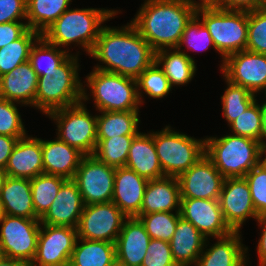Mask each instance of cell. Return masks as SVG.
Here are the masks:
<instances>
[{
	"instance_id": "1",
	"label": "cell",
	"mask_w": 266,
	"mask_h": 266,
	"mask_svg": "<svg viewBox=\"0 0 266 266\" xmlns=\"http://www.w3.org/2000/svg\"><path fill=\"white\" fill-rule=\"evenodd\" d=\"M89 56L100 63L94 68L133 79L155 61V51L131 22L121 27L105 24Z\"/></svg>"
},
{
	"instance_id": "2",
	"label": "cell",
	"mask_w": 266,
	"mask_h": 266,
	"mask_svg": "<svg viewBox=\"0 0 266 266\" xmlns=\"http://www.w3.org/2000/svg\"><path fill=\"white\" fill-rule=\"evenodd\" d=\"M195 11L183 0H145L130 22L156 52L178 47Z\"/></svg>"
},
{
	"instance_id": "3",
	"label": "cell",
	"mask_w": 266,
	"mask_h": 266,
	"mask_svg": "<svg viewBox=\"0 0 266 266\" xmlns=\"http://www.w3.org/2000/svg\"><path fill=\"white\" fill-rule=\"evenodd\" d=\"M121 10L105 8H68L41 36L50 44L71 52L68 46H81L90 54L106 21ZM103 24V25H102ZM66 48V49H65Z\"/></svg>"
},
{
	"instance_id": "4",
	"label": "cell",
	"mask_w": 266,
	"mask_h": 266,
	"mask_svg": "<svg viewBox=\"0 0 266 266\" xmlns=\"http://www.w3.org/2000/svg\"><path fill=\"white\" fill-rule=\"evenodd\" d=\"M79 52L70 54L59 66L38 77L35 109L46 116L55 110L83 100V83L79 76Z\"/></svg>"
},
{
	"instance_id": "5",
	"label": "cell",
	"mask_w": 266,
	"mask_h": 266,
	"mask_svg": "<svg viewBox=\"0 0 266 266\" xmlns=\"http://www.w3.org/2000/svg\"><path fill=\"white\" fill-rule=\"evenodd\" d=\"M261 142L239 135L205 138V155L225 178L244 177L263 160Z\"/></svg>"
},
{
	"instance_id": "6",
	"label": "cell",
	"mask_w": 266,
	"mask_h": 266,
	"mask_svg": "<svg viewBox=\"0 0 266 266\" xmlns=\"http://www.w3.org/2000/svg\"><path fill=\"white\" fill-rule=\"evenodd\" d=\"M85 78L82 101L86 104L92 97L96 111H129L142 107L136 79L96 68Z\"/></svg>"
},
{
	"instance_id": "7",
	"label": "cell",
	"mask_w": 266,
	"mask_h": 266,
	"mask_svg": "<svg viewBox=\"0 0 266 266\" xmlns=\"http://www.w3.org/2000/svg\"><path fill=\"white\" fill-rule=\"evenodd\" d=\"M195 15L209 31L216 50L221 55L220 70L229 55L246 50L248 11L226 10L216 6L200 7L196 8Z\"/></svg>"
},
{
	"instance_id": "8",
	"label": "cell",
	"mask_w": 266,
	"mask_h": 266,
	"mask_svg": "<svg viewBox=\"0 0 266 266\" xmlns=\"http://www.w3.org/2000/svg\"><path fill=\"white\" fill-rule=\"evenodd\" d=\"M166 125L152 136L164 176L178 177L205 155V137L196 139Z\"/></svg>"
},
{
	"instance_id": "9",
	"label": "cell",
	"mask_w": 266,
	"mask_h": 266,
	"mask_svg": "<svg viewBox=\"0 0 266 266\" xmlns=\"http://www.w3.org/2000/svg\"><path fill=\"white\" fill-rule=\"evenodd\" d=\"M57 125L56 136L86 155L97 146V115L91 114L84 102L64 107L47 115Z\"/></svg>"
},
{
	"instance_id": "10",
	"label": "cell",
	"mask_w": 266,
	"mask_h": 266,
	"mask_svg": "<svg viewBox=\"0 0 266 266\" xmlns=\"http://www.w3.org/2000/svg\"><path fill=\"white\" fill-rule=\"evenodd\" d=\"M0 226V255L29 266L36 255L40 220L3 214Z\"/></svg>"
},
{
	"instance_id": "11",
	"label": "cell",
	"mask_w": 266,
	"mask_h": 266,
	"mask_svg": "<svg viewBox=\"0 0 266 266\" xmlns=\"http://www.w3.org/2000/svg\"><path fill=\"white\" fill-rule=\"evenodd\" d=\"M116 168L99 161L94 155L82 158L73 181L85 205L111 202Z\"/></svg>"
},
{
	"instance_id": "12",
	"label": "cell",
	"mask_w": 266,
	"mask_h": 266,
	"mask_svg": "<svg viewBox=\"0 0 266 266\" xmlns=\"http://www.w3.org/2000/svg\"><path fill=\"white\" fill-rule=\"evenodd\" d=\"M126 218L112 201L85 205L77 226L78 238L115 243Z\"/></svg>"
},
{
	"instance_id": "13",
	"label": "cell",
	"mask_w": 266,
	"mask_h": 266,
	"mask_svg": "<svg viewBox=\"0 0 266 266\" xmlns=\"http://www.w3.org/2000/svg\"><path fill=\"white\" fill-rule=\"evenodd\" d=\"M77 228L41 224L36 255L29 266H69Z\"/></svg>"
},
{
	"instance_id": "14",
	"label": "cell",
	"mask_w": 266,
	"mask_h": 266,
	"mask_svg": "<svg viewBox=\"0 0 266 266\" xmlns=\"http://www.w3.org/2000/svg\"><path fill=\"white\" fill-rule=\"evenodd\" d=\"M231 83L240 85L255 95L266 94V55L242 50L229 55L221 69Z\"/></svg>"
},
{
	"instance_id": "15",
	"label": "cell",
	"mask_w": 266,
	"mask_h": 266,
	"mask_svg": "<svg viewBox=\"0 0 266 266\" xmlns=\"http://www.w3.org/2000/svg\"><path fill=\"white\" fill-rule=\"evenodd\" d=\"M177 179L181 198L218 200L225 177L204 155Z\"/></svg>"
},
{
	"instance_id": "16",
	"label": "cell",
	"mask_w": 266,
	"mask_h": 266,
	"mask_svg": "<svg viewBox=\"0 0 266 266\" xmlns=\"http://www.w3.org/2000/svg\"><path fill=\"white\" fill-rule=\"evenodd\" d=\"M218 201L225 222L233 231H240L247 220L258 217L244 177L225 178Z\"/></svg>"
},
{
	"instance_id": "17",
	"label": "cell",
	"mask_w": 266,
	"mask_h": 266,
	"mask_svg": "<svg viewBox=\"0 0 266 266\" xmlns=\"http://www.w3.org/2000/svg\"><path fill=\"white\" fill-rule=\"evenodd\" d=\"M180 215L207 239L224 237L233 232L225 222L218 200L181 198Z\"/></svg>"
},
{
	"instance_id": "18",
	"label": "cell",
	"mask_w": 266,
	"mask_h": 266,
	"mask_svg": "<svg viewBox=\"0 0 266 266\" xmlns=\"http://www.w3.org/2000/svg\"><path fill=\"white\" fill-rule=\"evenodd\" d=\"M84 206L77 184L66 180L47 212L39 219L40 223L77 228Z\"/></svg>"
},
{
	"instance_id": "19",
	"label": "cell",
	"mask_w": 266,
	"mask_h": 266,
	"mask_svg": "<svg viewBox=\"0 0 266 266\" xmlns=\"http://www.w3.org/2000/svg\"><path fill=\"white\" fill-rule=\"evenodd\" d=\"M209 240L206 239L196 266H247L250 262L248 247L242 243L240 231L216 238L217 241L211 246Z\"/></svg>"
},
{
	"instance_id": "20",
	"label": "cell",
	"mask_w": 266,
	"mask_h": 266,
	"mask_svg": "<svg viewBox=\"0 0 266 266\" xmlns=\"http://www.w3.org/2000/svg\"><path fill=\"white\" fill-rule=\"evenodd\" d=\"M151 241L137 217H127L115 242L116 261L123 266H141Z\"/></svg>"
},
{
	"instance_id": "21",
	"label": "cell",
	"mask_w": 266,
	"mask_h": 266,
	"mask_svg": "<svg viewBox=\"0 0 266 266\" xmlns=\"http://www.w3.org/2000/svg\"><path fill=\"white\" fill-rule=\"evenodd\" d=\"M4 170L7 176L28 179L43 174L42 138L26 135L18 139Z\"/></svg>"
},
{
	"instance_id": "22",
	"label": "cell",
	"mask_w": 266,
	"mask_h": 266,
	"mask_svg": "<svg viewBox=\"0 0 266 266\" xmlns=\"http://www.w3.org/2000/svg\"><path fill=\"white\" fill-rule=\"evenodd\" d=\"M148 180L126 167L116 168L112 202L127 216L137 217Z\"/></svg>"
},
{
	"instance_id": "23",
	"label": "cell",
	"mask_w": 266,
	"mask_h": 266,
	"mask_svg": "<svg viewBox=\"0 0 266 266\" xmlns=\"http://www.w3.org/2000/svg\"><path fill=\"white\" fill-rule=\"evenodd\" d=\"M85 155L69 146L58 137L53 140L42 139V160L44 174L73 180L82 158Z\"/></svg>"
},
{
	"instance_id": "24",
	"label": "cell",
	"mask_w": 266,
	"mask_h": 266,
	"mask_svg": "<svg viewBox=\"0 0 266 266\" xmlns=\"http://www.w3.org/2000/svg\"><path fill=\"white\" fill-rule=\"evenodd\" d=\"M38 76L29 61L0 77L3 99L35 108Z\"/></svg>"
},
{
	"instance_id": "25",
	"label": "cell",
	"mask_w": 266,
	"mask_h": 266,
	"mask_svg": "<svg viewBox=\"0 0 266 266\" xmlns=\"http://www.w3.org/2000/svg\"><path fill=\"white\" fill-rule=\"evenodd\" d=\"M180 204V187L177 177L165 176L148 181L140 214L180 212Z\"/></svg>"
},
{
	"instance_id": "26",
	"label": "cell",
	"mask_w": 266,
	"mask_h": 266,
	"mask_svg": "<svg viewBox=\"0 0 266 266\" xmlns=\"http://www.w3.org/2000/svg\"><path fill=\"white\" fill-rule=\"evenodd\" d=\"M125 167L148 181L165 177L156 153L152 131H140L134 136Z\"/></svg>"
},
{
	"instance_id": "27",
	"label": "cell",
	"mask_w": 266,
	"mask_h": 266,
	"mask_svg": "<svg viewBox=\"0 0 266 266\" xmlns=\"http://www.w3.org/2000/svg\"><path fill=\"white\" fill-rule=\"evenodd\" d=\"M206 239L191 222L180 217L172 239L169 241L176 264L178 266H196Z\"/></svg>"
},
{
	"instance_id": "28",
	"label": "cell",
	"mask_w": 266,
	"mask_h": 266,
	"mask_svg": "<svg viewBox=\"0 0 266 266\" xmlns=\"http://www.w3.org/2000/svg\"><path fill=\"white\" fill-rule=\"evenodd\" d=\"M3 214L40 219L34 210L31 179L7 176L0 191Z\"/></svg>"
},
{
	"instance_id": "29",
	"label": "cell",
	"mask_w": 266,
	"mask_h": 266,
	"mask_svg": "<svg viewBox=\"0 0 266 266\" xmlns=\"http://www.w3.org/2000/svg\"><path fill=\"white\" fill-rule=\"evenodd\" d=\"M155 62L165 73L171 88L191 82L197 66L194 58L183 49H161L155 52Z\"/></svg>"
},
{
	"instance_id": "30",
	"label": "cell",
	"mask_w": 266,
	"mask_h": 266,
	"mask_svg": "<svg viewBox=\"0 0 266 266\" xmlns=\"http://www.w3.org/2000/svg\"><path fill=\"white\" fill-rule=\"evenodd\" d=\"M115 261V243L78 238L69 266H110Z\"/></svg>"
},
{
	"instance_id": "31",
	"label": "cell",
	"mask_w": 266,
	"mask_h": 266,
	"mask_svg": "<svg viewBox=\"0 0 266 266\" xmlns=\"http://www.w3.org/2000/svg\"><path fill=\"white\" fill-rule=\"evenodd\" d=\"M139 112L140 110L99 112V115L97 114V138L137 135L141 121Z\"/></svg>"
},
{
	"instance_id": "32",
	"label": "cell",
	"mask_w": 266,
	"mask_h": 266,
	"mask_svg": "<svg viewBox=\"0 0 266 266\" xmlns=\"http://www.w3.org/2000/svg\"><path fill=\"white\" fill-rule=\"evenodd\" d=\"M73 0H26L28 29L42 34L68 8Z\"/></svg>"
},
{
	"instance_id": "33",
	"label": "cell",
	"mask_w": 266,
	"mask_h": 266,
	"mask_svg": "<svg viewBox=\"0 0 266 266\" xmlns=\"http://www.w3.org/2000/svg\"><path fill=\"white\" fill-rule=\"evenodd\" d=\"M41 34L28 29L20 38L0 48V77L29 61L30 51Z\"/></svg>"
},
{
	"instance_id": "34",
	"label": "cell",
	"mask_w": 266,
	"mask_h": 266,
	"mask_svg": "<svg viewBox=\"0 0 266 266\" xmlns=\"http://www.w3.org/2000/svg\"><path fill=\"white\" fill-rule=\"evenodd\" d=\"M135 135H122L112 138H97L94 156L114 168L125 167L131 142Z\"/></svg>"
},
{
	"instance_id": "35",
	"label": "cell",
	"mask_w": 266,
	"mask_h": 266,
	"mask_svg": "<svg viewBox=\"0 0 266 266\" xmlns=\"http://www.w3.org/2000/svg\"><path fill=\"white\" fill-rule=\"evenodd\" d=\"M65 181L63 177L44 173L31 179L33 206L39 218L47 212Z\"/></svg>"
},
{
	"instance_id": "36",
	"label": "cell",
	"mask_w": 266,
	"mask_h": 266,
	"mask_svg": "<svg viewBox=\"0 0 266 266\" xmlns=\"http://www.w3.org/2000/svg\"><path fill=\"white\" fill-rule=\"evenodd\" d=\"M70 54L66 50L48 43L41 36L31 48L29 62L39 77L44 75V72L54 70Z\"/></svg>"
},
{
	"instance_id": "37",
	"label": "cell",
	"mask_w": 266,
	"mask_h": 266,
	"mask_svg": "<svg viewBox=\"0 0 266 266\" xmlns=\"http://www.w3.org/2000/svg\"><path fill=\"white\" fill-rule=\"evenodd\" d=\"M136 80L138 97L141 105L145 103L143 100V94H146L151 99L161 100L172 91L171 89H173L171 88L165 73L155 61L147 67Z\"/></svg>"
},
{
	"instance_id": "38",
	"label": "cell",
	"mask_w": 266,
	"mask_h": 266,
	"mask_svg": "<svg viewBox=\"0 0 266 266\" xmlns=\"http://www.w3.org/2000/svg\"><path fill=\"white\" fill-rule=\"evenodd\" d=\"M223 79L227 87L221 96L222 115L229 125L257 99V95L240 85L231 83L224 76Z\"/></svg>"
},
{
	"instance_id": "39",
	"label": "cell",
	"mask_w": 266,
	"mask_h": 266,
	"mask_svg": "<svg viewBox=\"0 0 266 266\" xmlns=\"http://www.w3.org/2000/svg\"><path fill=\"white\" fill-rule=\"evenodd\" d=\"M257 101L258 99L227 126L232 134L251 138L262 145L263 109L262 103L259 104Z\"/></svg>"
},
{
	"instance_id": "40",
	"label": "cell",
	"mask_w": 266,
	"mask_h": 266,
	"mask_svg": "<svg viewBox=\"0 0 266 266\" xmlns=\"http://www.w3.org/2000/svg\"><path fill=\"white\" fill-rule=\"evenodd\" d=\"M180 217V212H153L137 216L151 239L167 242L172 239Z\"/></svg>"
},
{
	"instance_id": "41",
	"label": "cell",
	"mask_w": 266,
	"mask_h": 266,
	"mask_svg": "<svg viewBox=\"0 0 266 266\" xmlns=\"http://www.w3.org/2000/svg\"><path fill=\"white\" fill-rule=\"evenodd\" d=\"M183 47L186 48V50L189 48V50H193V52H205L212 47V49H215L216 53L218 52L209 31L196 15L186 24L177 49H182Z\"/></svg>"
},
{
	"instance_id": "42",
	"label": "cell",
	"mask_w": 266,
	"mask_h": 266,
	"mask_svg": "<svg viewBox=\"0 0 266 266\" xmlns=\"http://www.w3.org/2000/svg\"><path fill=\"white\" fill-rule=\"evenodd\" d=\"M246 50L266 55V8L248 11Z\"/></svg>"
},
{
	"instance_id": "43",
	"label": "cell",
	"mask_w": 266,
	"mask_h": 266,
	"mask_svg": "<svg viewBox=\"0 0 266 266\" xmlns=\"http://www.w3.org/2000/svg\"><path fill=\"white\" fill-rule=\"evenodd\" d=\"M17 104L3 98L0 100V135L20 139L28 134Z\"/></svg>"
},
{
	"instance_id": "44",
	"label": "cell",
	"mask_w": 266,
	"mask_h": 266,
	"mask_svg": "<svg viewBox=\"0 0 266 266\" xmlns=\"http://www.w3.org/2000/svg\"><path fill=\"white\" fill-rule=\"evenodd\" d=\"M257 215L266 213V162L262 160L245 176Z\"/></svg>"
},
{
	"instance_id": "45",
	"label": "cell",
	"mask_w": 266,
	"mask_h": 266,
	"mask_svg": "<svg viewBox=\"0 0 266 266\" xmlns=\"http://www.w3.org/2000/svg\"><path fill=\"white\" fill-rule=\"evenodd\" d=\"M141 266H178L173 259L170 244L151 239Z\"/></svg>"
},
{
	"instance_id": "46",
	"label": "cell",
	"mask_w": 266,
	"mask_h": 266,
	"mask_svg": "<svg viewBox=\"0 0 266 266\" xmlns=\"http://www.w3.org/2000/svg\"><path fill=\"white\" fill-rule=\"evenodd\" d=\"M26 0H0V24L14 21L26 22Z\"/></svg>"
},
{
	"instance_id": "47",
	"label": "cell",
	"mask_w": 266,
	"mask_h": 266,
	"mask_svg": "<svg viewBox=\"0 0 266 266\" xmlns=\"http://www.w3.org/2000/svg\"><path fill=\"white\" fill-rule=\"evenodd\" d=\"M28 30L26 22L14 21L0 24V48L20 38Z\"/></svg>"
},
{
	"instance_id": "48",
	"label": "cell",
	"mask_w": 266,
	"mask_h": 266,
	"mask_svg": "<svg viewBox=\"0 0 266 266\" xmlns=\"http://www.w3.org/2000/svg\"><path fill=\"white\" fill-rule=\"evenodd\" d=\"M216 7L226 10H255L262 7V0H217Z\"/></svg>"
},
{
	"instance_id": "49",
	"label": "cell",
	"mask_w": 266,
	"mask_h": 266,
	"mask_svg": "<svg viewBox=\"0 0 266 266\" xmlns=\"http://www.w3.org/2000/svg\"><path fill=\"white\" fill-rule=\"evenodd\" d=\"M258 226L262 229L260 231V238L257 245V257H258V266H264L266 264V213L258 215L255 220Z\"/></svg>"
},
{
	"instance_id": "50",
	"label": "cell",
	"mask_w": 266,
	"mask_h": 266,
	"mask_svg": "<svg viewBox=\"0 0 266 266\" xmlns=\"http://www.w3.org/2000/svg\"><path fill=\"white\" fill-rule=\"evenodd\" d=\"M18 141L17 137L0 135V168L5 169L12 150Z\"/></svg>"
},
{
	"instance_id": "51",
	"label": "cell",
	"mask_w": 266,
	"mask_h": 266,
	"mask_svg": "<svg viewBox=\"0 0 266 266\" xmlns=\"http://www.w3.org/2000/svg\"><path fill=\"white\" fill-rule=\"evenodd\" d=\"M183 1L186 2L187 4L194 6L195 8H200V7H215L217 0H198V1L183 0Z\"/></svg>"
},
{
	"instance_id": "52",
	"label": "cell",
	"mask_w": 266,
	"mask_h": 266,
	"mask_svg": "<svg viewBox=\"0 0 266 266\" xmlns=\"http://www.w3.org/2000/svg\"><path fill=\"white\" fill-rule=\"evenodd\" d=\"M0 266H28L25 262L0 255Z\"/></svg>"
},
{
	"instance_id": "53",
	"label": "cell",
	"mask_w": 266,
	"mask_h": 266,
	"mask_svg": "<svg viewBox=\"0 0 266 266\" xmlns=\"http://www.w3.org/2000/svg\"><path fill=\"white\" fill-rule=\"evenodd\" d=\"M261 101L263 109V135H262V147L266 148V97Z\"/></svg>"
},
{
	"instance_id": "54",
	"label": "cell",
	"mask_w": 266,
	"mask_h": 266,
	"mask_svg": "<svg viewBox=\"0 0 266 266\" xmlns=\"http://www.w3.org/2000/svg\"><path fill=\"white\" fill-rule=\"evenodd\" d=\"M6 178H7L6 171L0 168V191H1V188L3 187V184Z\"/></svg>"
},
{
	"instance_id": "55",
	"label": "cell",
	"mask_w": 266,
	"mask_h": 266,
	"mask_svg": "<svg viewBox=\"0 0 266 266\" xmlns=\"http://www.w3.org/2000/svg\"><path fill=\"white\" fill-rule=\"evenodd\" d=\"M110 266H123L120 262L115 261L112 265Z\"/></svg>"
},
{
	"instance_id": "56",
	"label": "cell",
	"mask_w": 266,
	"mask_h": 266,
	"mask_svg": "<svg viewBox=\"0 0 266 266\" xmlns=\"http://www.w3.org/2000/svg\"><path fill=\"white\" fill-rule=\"evenodd\" d=\"M2 216H3V212H2V207H1V204H0V221L2 219Z\"/></svg>"
},
{
	"instance_id": "57",
	"label": "cell",
	"mask_w": 266,
	"mask_h": 266,
	"mask_svg": "<svg viewBox=\"0 0 266 266\" xmlns=\"http://www.w3.org/2000/svg\"><path fill=\"white\" fill-rule=\"evenodd\" d=\"M263 160L266 162V148L264 149V153H263Z\"/></svg>"
},
{
	"instance_id": "58",
	"label": "cell",
	"mask_w": 266,
	"mask_h": 266,
	"mask_svg": "<svg viewBox=\"0 0 266 266\" xmlns=\"http://www.w3.org/2000/svg\"><path fill=\"white\" fill-rule=\"evenodd\" d=\"M262 7L266 8V0H262Z\"/></svg>"
},
{
	"instance_id": "59",
	"label": "cell",
	"mask_w": 266,
	"mask_h": 266,
	"mask_svg": "<svg viewBox=\"0 0 266 266\" xmlns=\"http://www.w3.org/2000/svg\"><path fill=\"white\" fill-rule=\"evenodd\" d=\"M2 99V95H1V85H0V100Z\"/></svg>"
}]
</instances>
